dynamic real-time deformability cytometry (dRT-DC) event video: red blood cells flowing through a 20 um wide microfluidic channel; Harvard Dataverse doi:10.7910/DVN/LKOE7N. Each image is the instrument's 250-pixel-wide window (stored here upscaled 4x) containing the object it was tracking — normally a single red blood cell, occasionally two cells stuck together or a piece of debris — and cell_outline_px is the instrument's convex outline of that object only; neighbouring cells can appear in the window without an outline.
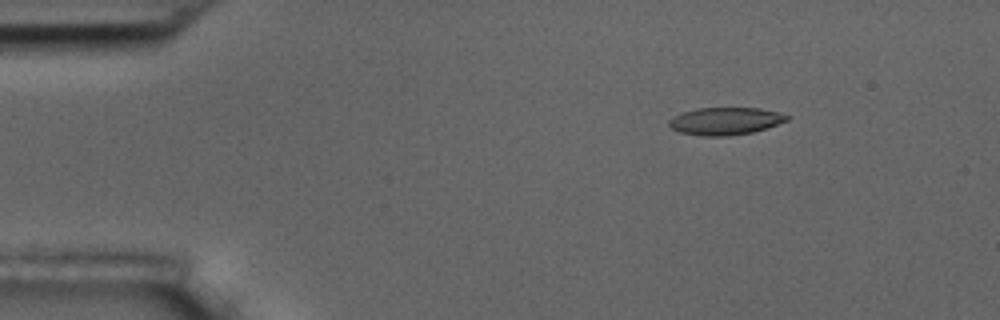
{"species": "common noctule bat (a hibernating species)", "species_latin": "Nyctalus noctula", "temperature_condition": "room temperature", "stored_images_in_passage": 7, "camera_frame_rate_fps": 3000, "um_per_image_px": 0.085, "animal": {"sex": "male", "body_mass_g": 17.5, "forearm_length_mm": 52.3}, "frame": {"image": 1, "passage_image": 3, "time_ms": 2.333, "image_size_px": [1000, 320], "cell_outline_px": [[788, 120], [752, 132], [728, 136], [700, 136], [680, 132], [672, 128], [668, 124], [668, 120], [680, 112], [696, 108], [760, 108], [776, 112], [788, 116]], "centroid_in_image_um": [61.57, 10.29], "position_along_channel_um": 23.4, "area_um2": 18.73}}
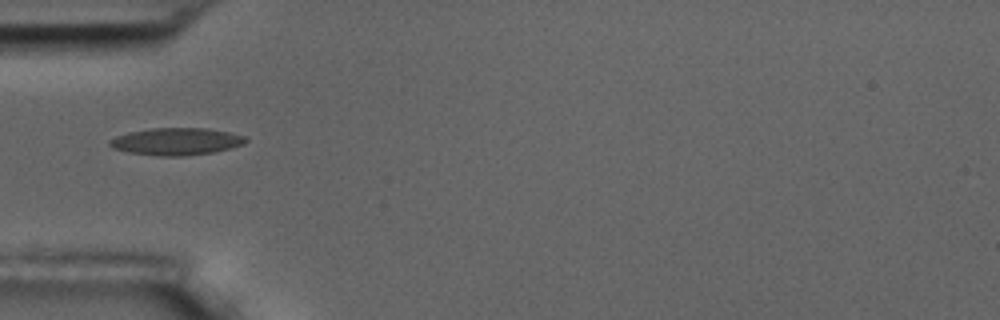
{"frame": {"image": 2, "passage_image": 5, "time_ms": 5.667, "image_size_px": [1000, 320], "cell_outline_px": [[248, 140], [244, 144], [212, 152], [184, 156], [156, 156], [128, 152], [112, 148], [108, 144], [108, 140], [116, 136], [128, 132], [152, 128], [208, 128], [228, 132], [244, 136]], "centroid_in_image_um": [14.94, 12.02], "position_along_channel_um": 70.1, "area_um2": 21.56}}